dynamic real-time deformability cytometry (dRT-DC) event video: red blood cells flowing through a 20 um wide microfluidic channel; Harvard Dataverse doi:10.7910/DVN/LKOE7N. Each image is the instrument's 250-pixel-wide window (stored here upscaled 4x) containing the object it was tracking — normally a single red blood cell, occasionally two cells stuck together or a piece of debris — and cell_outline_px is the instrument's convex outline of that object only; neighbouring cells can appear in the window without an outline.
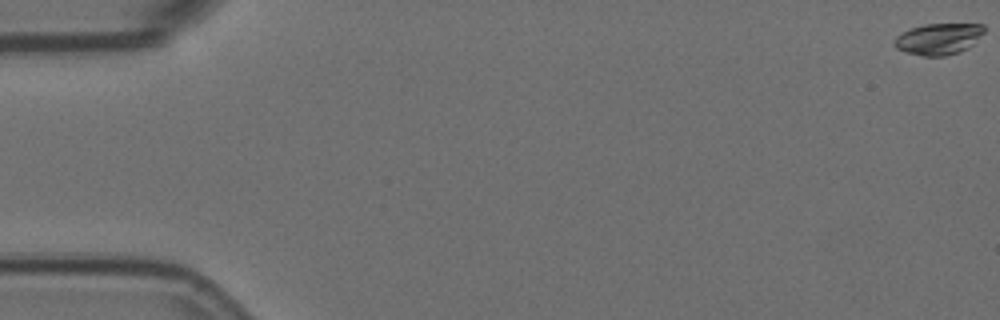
{"species": "Egyptian fruit bat (a non-hibernating species)", "species_latin": "Rousettus aegyptiacus", "temperature_condition": "room temperature", "stored_images_in_passage": 57, "camera_frame_rate_fps": 3000, "um_per_image_px": 0.085, "animal": {"sex": "female"}, "frame": {"image": 1, "passage_image": 1, "time_ms": 0.0, "image_size_px": [1000, 320], "cell_outline_px": [[984, 32], [968, 48], [960, 52], [944, 56], [924, 56], [908, 52], [896, 48], [892, 44], [896, 36], [912, 28], [924, 24], [984, 24]], "centroid_in_image_um": [79.78, 3.31], "position_along_channel_um": 5.2, "area_um2": 16.24}}
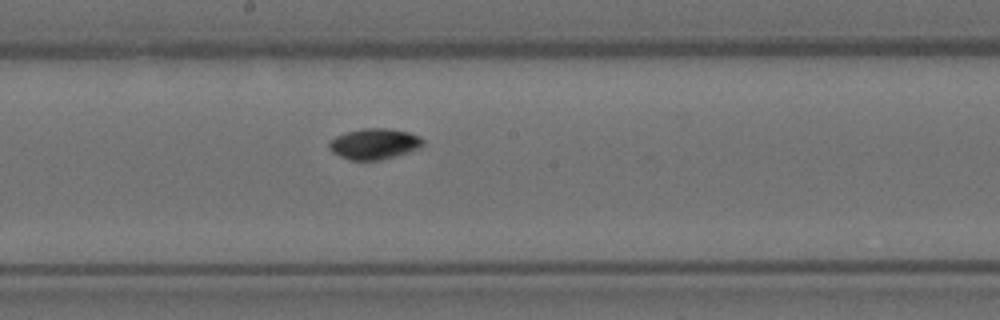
{"frame": {"image": 2, "passage_image": 32, "time_ms": 10.333, "image_size_px": [1000, 320], "cell_outline_px": [[424, 144], [420, 148], [408, 152], [380, 160], [352, 160], [340, 156], [332, 152], [328, 148], [328, 144], [336, 136], [348, 132], [364, 128], [388, 128], [408, 132], [420, 136], [424, 140]], "centroid_in_image_um": [31.84, 12.22], "position_along_channel_um": 216.4, "area_um2": 16.76}}
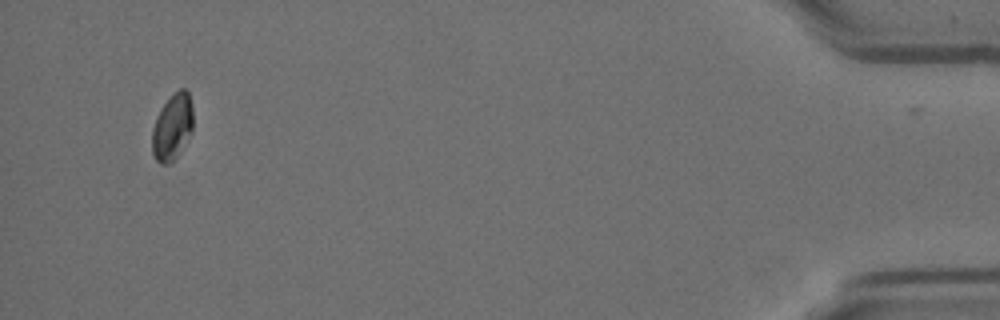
{"frame": {"image": 3, "passage_image": 56, "time_ms": 18.333, "image_size_px": [1000, 320], "cell_outline_px": [[192, 132], [176, 160], [168, 164], [160, 164], [156, 160], [152, 152], [152, 128], [156, 116], [160, 108], [172, 92], [180, 88], [184, 88], [188, 92], [192, 108]], "centroid_in_image_um": [14.64, 10.8], "position_along_channel_um": 420.6, "area_um2": 16.24}, "authors_computed_cell_mechanics": {"area_um2": 16.2418, "velocity_mm_per_s": 3.5573, "shape_relaxation_time_tau1_ms": 4.8812, "shape_relaxation_time_tau2_ms": null, "deformation_change_tau1": 0.1558, "deformation_change_tau2": null}}